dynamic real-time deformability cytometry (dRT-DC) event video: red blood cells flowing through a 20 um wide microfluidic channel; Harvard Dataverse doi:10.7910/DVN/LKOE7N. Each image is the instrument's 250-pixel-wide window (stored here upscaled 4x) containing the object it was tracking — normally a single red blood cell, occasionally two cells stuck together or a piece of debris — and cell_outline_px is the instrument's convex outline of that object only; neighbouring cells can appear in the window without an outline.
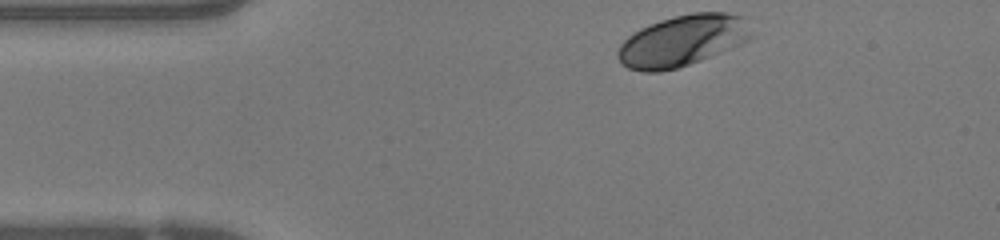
{"species": "human", "species_latin": "Homo sapiens", "temperature_condition": "warm", "stored_images_in_passage": 33, "camera_frame_rate_fps": 3000, "um_per_image_px": 0.085, "donor": {"sex": "female"}, "frame": {"image": 1, "passage_image": 1, "time_ms": 0.0, "image_size_px": [1000, 240], "cell_outline_px": [[752, 36], [748, 40], [740, 44], [700, 60], [676, 68], [660, 72], [640, 72], [628, 68], [620, 64], [616, 52], [620, 44], [628, 36], [640, 28], [660, 20], [672, 16], [692, 12], [724, 12], [744, 16]], "centroid_in_image_um": [57.96, 3.45], "position_along_channel_um": 27.0, "area_um2": 39.88}}
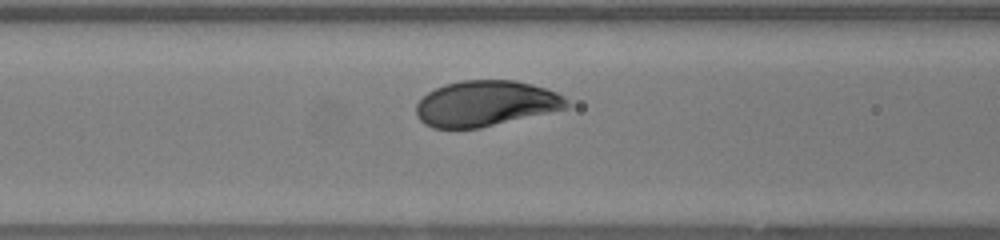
{"frame": {"image": 2, "passage_image": 12, "time_ms": 3.667, "image_size_px": [1000, 240], "cell_outline_px": [[568, 108], [480, 128], [432, 128], [424, 124], [416, 116], [416, 104], [428, 92], [444, 84], [460, 80], [516, 80], [532, 84], [556, 92], [564, 96], [568, 100]], "centroid_in_image_um": [41.27, 8.79], "position_along_channel_um": 125.3, "area_um2": 40.11}}
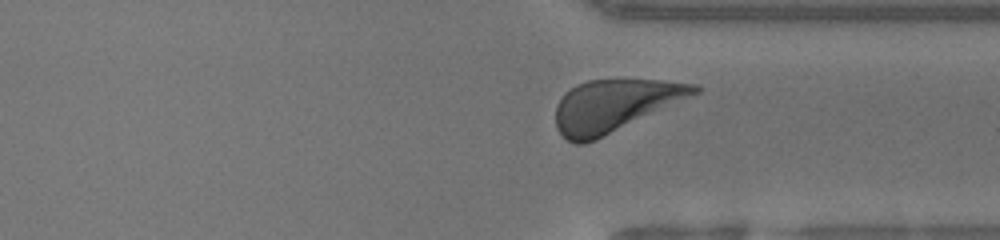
{"frame": {"image": 3, "passage_image": 29, "time_ms": 9.333, "image_size_px": [1000, 240], "cell_outline_px": [[700, 92], [596, 140], [584, 144], [576, 144], [568, 140], [556, 128], [556, 104], [576, 84], [588, 80], [616, 76], [660, 80], [700, 84]], "centroid_in_image_um": [52.26, 8.92], "position_along_channel_um": 359.1, "area_um2": 42.66}, "authors_computed_cell_mechanics": {"area_um2": 40.1132, "velocity_mm_per_s": 4.1313, "shape_relaxation_time_tau1_ms": 1.2498, "shape_relaxation_time_tau2_ms": 3.2941, "deformation_change_tau1": 0.1114, "deformation_change_tau2": 0.095}}